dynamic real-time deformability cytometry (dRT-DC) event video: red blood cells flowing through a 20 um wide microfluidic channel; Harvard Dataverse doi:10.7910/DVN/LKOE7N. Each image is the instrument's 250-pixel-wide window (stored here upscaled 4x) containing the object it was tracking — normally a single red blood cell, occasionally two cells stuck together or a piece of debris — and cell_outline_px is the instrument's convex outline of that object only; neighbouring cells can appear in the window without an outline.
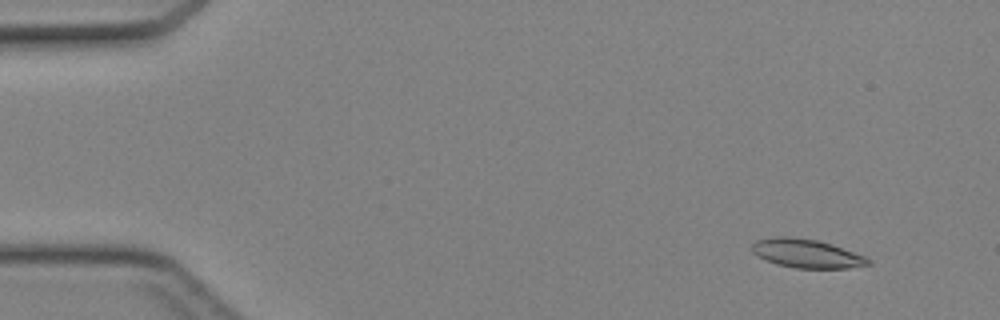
{"species": "Egyptian fruit bat (a non-hibernating species)", "species_latin": "Rousettus aegyptiacus", "temperature_condition": "cold", "stored_images_in_passage": 46, "camera_frame_rate_fps": 3000, "um_per_image_px": 0.085, "animal": {"sex": "female"}, "frame": {"image": 1, "passage_image": 5, "time_ms": 1.333, "image_size_px": [1000, 320], "cell_outline_px": [[872, 264], [848, 268], [796, 268], [776, 264], [764, 260], [752, 252], [752, 244], [756, 240], [772, 236], [788, 236], [816, 240], [832, 244], [864, 256], [872, 260]], "centroid_in_image_um": [68.54, 21.54], "position_along_channel_um": 16.5, "area_um2": 19.54}}
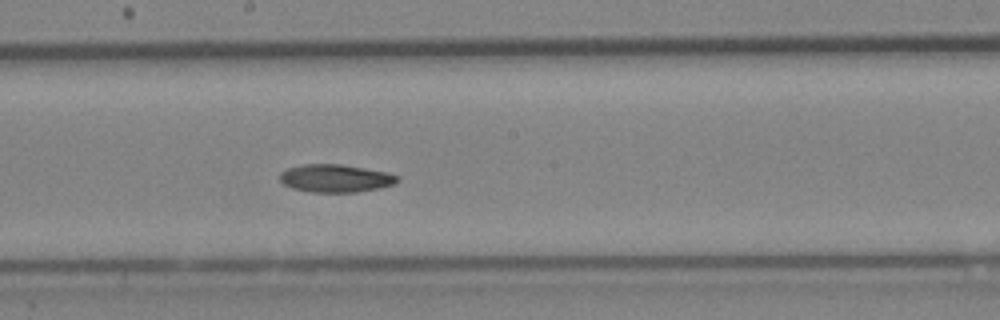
{"frame": {"image": 2, "passage_image": 26, "time_ms": 8.333, "image_size_px": [1000, 320], "cell_outline_px": [[400, 180], [396, 184], [380, 188], [356, 192], [308, 192], [292, 188], [284, 184], [280, 180], [280, 172], [288, 168], [304, 164], [340, 164], [388, 172], [400, 176]], "centroid_in_image_um": [28.55, 15.16], "position_along_channel_um": 219.6, "area_um2": 19.25}}
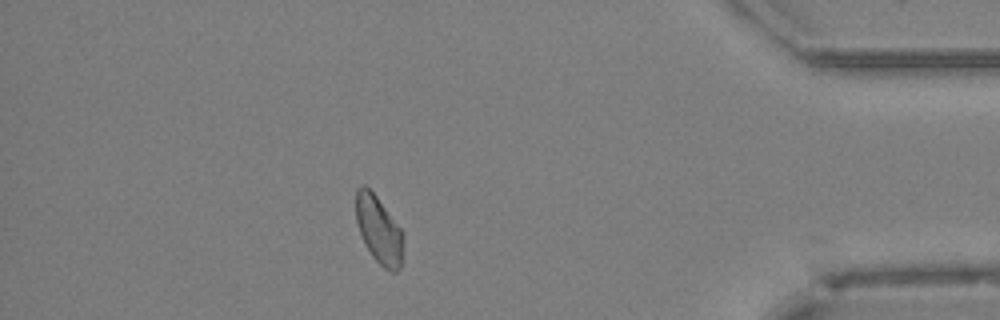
{"frame": {"image": 3, "passage_image": 41, "time_ms": 13.333, "image_size_px": [1000, 320], "cell_outline_px": [[404, 236], [400, 268], [396, 272], [392, 272], [384, 268], [372, 256], [364, 244], [356, 220], [356, 188], [360, 184], [364, 184], [376, 196], [404, 232]], "centroid_in_image_um": [32.2, 19.53], "position_along_channel_um": 403.0, "area_um2": 18.67}}